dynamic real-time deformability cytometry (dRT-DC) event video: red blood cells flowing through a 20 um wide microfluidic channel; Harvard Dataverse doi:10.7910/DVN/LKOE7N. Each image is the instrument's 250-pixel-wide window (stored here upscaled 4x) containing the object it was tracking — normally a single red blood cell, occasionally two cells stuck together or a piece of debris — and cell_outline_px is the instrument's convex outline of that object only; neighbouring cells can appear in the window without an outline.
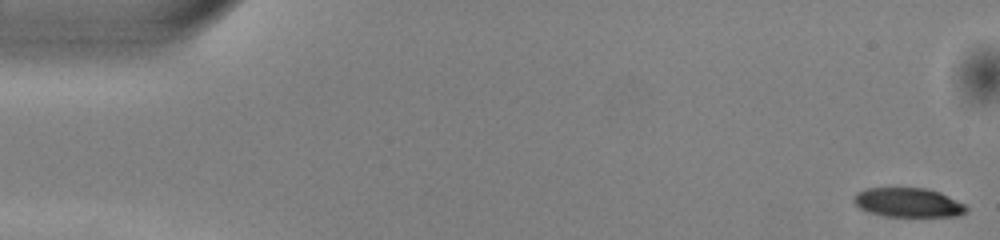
{"species": "common noctule bat (a hibernating species)", "species_latin": "Nyctalus noctula", "temperature_condition": "warm", "stored_images_in_passage": 52, "segment_of_instrument_passage": [1, 2], "camera_frame_rate_fps": 3000, "um_per_image_px": 0.085, "animal": {"sex": "male", "body_mass_g": 13.0, "forearm_length_mm": 53.1}, "frame": {"image": 1, "passage_image": 1, "time_ms": 0.0, "image_size_px": [1000, 240], "cell_outline_px": [[968, 208], [960, 216], [888, 216], [872, 212], [860, 208], [852, 200], [852, 196], [856, 192], [864, 188], [928, 188], [940, 192], [964, 204]], "centroid_in_image_um": [77.18, 17.2], "position_along_channel_um": 7.8, "area_um2": 19.07}}
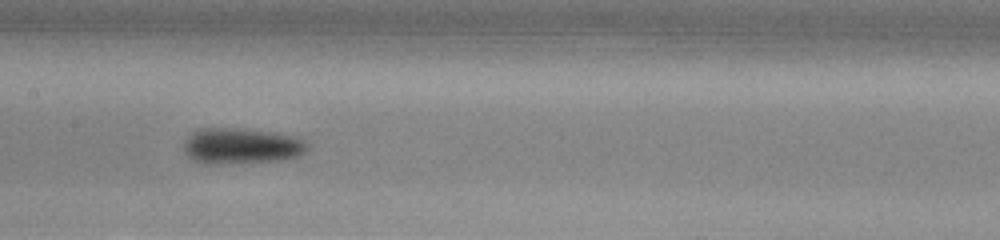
{"frame": {"image": 2, "passage_image": 25, "time_ms": 8.0, "image_size_px": [1000, 240], "cell_outline_px": [[308, 152], [300, 156], [280, 160], [228, 164], [200, 164], [192, 160], [184, 152], [184, 140], [192, 132], [200, 128], [228, 128], [272, 132], [292, 136], [304, 140], [308, 144]], "centroid_in_image_um": [20.49, 12.43], "position_along_channel_um": 186.9, "area_um2": 26.13}}
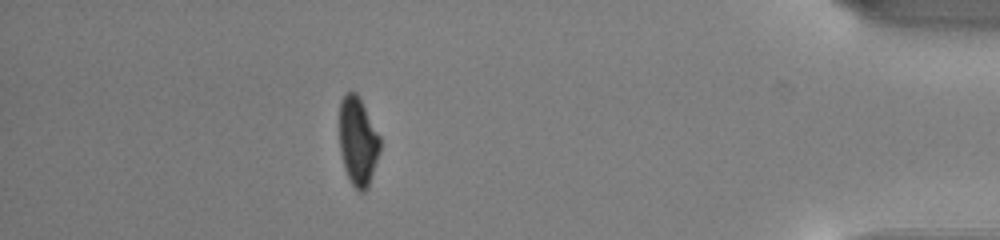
{"frame": {"image": 3, "passage_image": 45, "time_ms": 14.667, "image_size_px": [1000, 240], "cell_outline_px": [[380, 152], [368, 188], [364, 192], [360, 192], [352, 184], [344, 168], [340, 152], [340, 100], [348, 92], [356, 92], [380, 136]], "centroid_in_image_um": [30.43, 12.04], "position_along_channel_um": 404.8, "area_um2": 20.81}}